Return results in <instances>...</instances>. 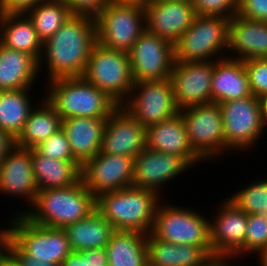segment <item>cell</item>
Returning a JSON list of instances; mask_svg holds the SVG:
<instances>
[{
	"instance_id": "6da1fadb",
	"label": "cell",
	"mask_w": 267,
	"mask_h": 266,
	"mask_svg": "<svg viewBox=\"0 0 267 266\" xmlns=\"http://www.w3.org/2000/svg\"><path fill=\"white\" fill-rule=\"evenodd\" d=\"M96 43L94 17L76 14L68 17L57 32L43 42L38 60L40 77L46 78L43 85L58 78L82 77Z\"/></svg>"
},
{
	"instance_id": "7a4b0ae2",
	"label": "cell",
	"mask_w": 267,
	"mask_h": 266,
	"mask_svg": "<svg viewBox=\"0 0 267 266\" xmlns=\"http://www.w3.org/2000/svg\"><path fill=\"white\" fill-rule=\"evenodd\" d=\"M163 199L151 189L128 187L96 197V210L114 231L152 232L159 202Z\"/></svg>"
},
{
	"instance_id": "3957f363",
	"label": "cell",
	"mask_w": 267,
	"mask_h": 266,
	"mask_svg": "<svg viewBox=\"0 0 267 266\" xmlns=\"http://www.w3.org/2000/svg\"><path fill=\"white\" fill-rule=\"evenodd\" d=\"M96 210V197L83 181L56 189L39 190L34 204L23 214L36 225L64 229Z\"/></svg>"
},
{
	"instance_id": "277c9868",
	"label": "cell",
	"mask_w": 267,
	"mask_h": 266,
	"mask_svg": "<svg viewBox=\"0 0 267 266\" xmlns=\"http://www.w3.org/2000/svg\"><path fill=\"white\" fill-rule=\"evenodd\" d=\"M41 86L45 89L42 94L61 119L108 118L119 106L106 93L83 77L58 78Z\"/></svg>"
},
{
	"instance_id": "5b68a950",
	"label": "cell",
	"mask_w": 267,
	"mask_h": 266,
	"mask_svg": "<svg viewBox=\"0 0 267 266\" xmlns=\"http://www.w3.org/2000/svg\"><path fill=\"white\" fill-rule=\"evenodd\" d=\"M187 206H179V202L175 205L163 198L158 204L151 234L176 245L201 246L214 257L210 247V216L203 210L201 212V209Z\"/></svg>"
},
{
	"instance_id": "8992f818",
	"label": "cell",
	"mask_w": 267,
	"mask_h": 266,
	"mask_svg": "<svg viewBox=\"0 0 267 266\" xmlns=\"http://www.w3.org/2000/svg\"><path fill=\"white\" fill-rule=\"evenodd\" d=\"M230 19L196 15L174 44V61H215L227 57Z\"/></svg>"
},
{
	"instance_id": "52a82bcc",
	"label": "cell",
	"mask_w": 267,
	"mask_h": 266,
	"mask_svg": "<svg viewBox=\"0 0 267 266\" xmlns=\"http://www.w3.org/2000/svg\"><path fill=\"white\" fill-rule=\"evenodd\" d=\"M222 111L226 149L232 154L245 153L260 145L267 125L262 119L259 99L248 96L243 99L219 103ZM261 138V139H260ZM256 145V146H255Z\"/></svg>"
},
{
	"instance_id": "ba28073f",
	"label": "cell",
	"mask_w": 267,
	"mask_h": 266,
	"mask_svg": "<svg viewBox=\"0 0 267 266\" xmlns=\"http://www.w3.org/2000/svg\"><path fill=\"white\" fill-rule=\"evenodd\" d=\"M82 77L118 105L128 99L134 86L128 53L106 48L98 42L92 48Z\"/></svg>"
},
{
	"instance_id": "9c48e42d",
	"label": "cell",
	"mask_w": 267,
	"mask_h": 266,
	"mask_svg": "<svg viewBox=\"0 0 267 266\" xmlns=\"http://www.w3.org/2000/svg\"><path fill=\"white\" fill-rule=\"evenodd\" d=\"M180 113L189 143L205 163L214 164L218 159L230 156L231 153L226 149L222 111L218 103L186 107Z\"/></svg>"
},
{
	"instance_id": "30bf717a",
	"label": "cell",
	"mask_w": 267,
	"mask_h": 266,
	"mask_svg": "<svg viewBox=\"0 0 267 266\" xmlns=\"http://www.w3.org/2000/svg\"><path fill=\"white\" fill-rule=\"evenodd\" d=\"M10 237L36 261H49L61 266L72 252L64 229L33 224L23 214L8 215Z\"/></svg>"
},
{
	"instance_id": "8fae6325",
	"label": "cell",
	"mask_w": 267,
	"mask_h": 266,
	"mask_svg": "<svg viewBox=\"0 0 267 266\" xmlns=\"http://www.w3.org/2000/svg\"><path fill=\"white\" fill-rule=\"evenodd\" d=\"M95 21L97 42L127 53L146 29L144 5L108 3Z\"/></svg>"
},
{
	"instance_id": "7c38bea8",
	"label": "cell",
	"mask_w": 267,
	"mask_h": 266,
	"mask_svg": "<svg viewBox=\"0 0 267 266\" xmlns=\"http://www.w3.org/2000/svg\"><path fill=\"white\" fill-rule=\"evenodd\" d=\"M121 106L145 128L180 112L170 78L134 83L131 94Z\"/></svg>"
},
{
	"instance_id": "4fadbf2b",
	"label": "cell",
	"mask_w": 267,
	"mask_h": 266,
	"mask_svg": "<svg viewBox=\"0 0 267 266\" xmlns=\"http://www.w3.org/2000/svg\"><path fill=\"white\" fill-rule=\"evenodd\" d=\"M210 218V247L213 256L236 257L245 262L248 214L224 197ZM216 213V214H215Z\"/></svg>"
},
{
	"instance_id": "5bb4252c",
	"label": "cell",
	"mask_w": 267,
	"mask_h": 266,
	"mask_svg": "<svg viewBox=\"0 0 267 266\" xmlns=\"http://www.w3.org/2000/svg\"><path fill=\"white\" fill-rule=\"evenodd\" d=\"M192 169L177 155L154 151L147 147L134 158L132 187L151 189L164 198L169 194L166 193V187L175 181L178 183L181 177H185L186 172L195 170Z\"/></svg>"
},
{
	"instance_id": "9a60e30c",
	"label": "cell",
	"mask_w": 267,
	"mask_h": 266,
	"mask_svg": "<svg viewBox=\"0 0 267 266\" xmlns=\"http://www.w3.org/2000/svg\"><path fill=\"white\" fill-rule=\"evenodd\" d=\"M134 83L166 80L174 64V45L146 29L128 52Z\"/></svg>"
},
{
	"instance_id": "2e32d148",
	"label": "cell",
	"mask_w": 267,
	"mask_h": 266,
	"mask_svg": "<svg viewBox=\"0 0 267 266\" xmlns=\"http://www.w3.org/2000/svg\"><path fill=\"white\" fill-rule=\"evenodd\" d=\"M38 191L31 149L15 146L0 165V197H17L25 201V206L12 210L10 215L24 214L34 204Z\"/></svg>"
},
{
	"instance_id": "e0dca14e",
	"label": "cell",
	"mask_w": 267,
	"mask_h": 266,
	"mask_svg": "<svg viewBox=\"0 0 267 266\" xmlns=\"http://www.w3.org/2000/svg\"><path fill=\"white\" fill-rule=\"evenodd\" d=\"M134 158L99 152L82 165V181L95 196L132 186Z\"/></svg>"
},
{
	"instance_id": "ac0fdd59",
	"label": "cell",
	"mask_w": 267,
	"mask_h": 266,
	"mask_svg": "<svg viewBox=\"0 0 267 266\" xmlns=\"http://www.w3.org/2000/svg\"><path fill=\"white\" fill-rule=\"evenodd\" d=\"M212 76L213 61H174L170 80L177 107L211 103Z\"/></svg>"
},
{
	"instance_id": "d6986e66",
	"label": "cell",
	"mask_w": 267,
	"mask_h": 266,
	"mask_svg": "<svg viewBox=\"0 0 267 266\" xmlns=\"http://www.w3.org/2000/svg\"><path fill=\"white\" fill-rule=\"evenodd\" d=\"M146 148V128L119 105L106 120L100 152L135 158Z\"/></svg>"
},
{
	"instance_id": "ffe728a7",
	"label": "cell",
	"mask_w": 267,
	"mask_h": 266,
	"mask_svg": "<svg viewBox=\"0 0 267 266\" xmlns=\"http://www.w3.org/2000/svg\"><path fill=\"white\" fill-rule=\"evenodd\" d=\"M144 9L146 30L173 45L197 15L193 2L147 0Z\"/></svg>"
},
{
	"instance_id": "44dd1931",
	"label": "cell",
	"mask_w": 267,
	"mask_h": 266,
	"mask_svg": "<svg viewBox=\"0 0 267 266\" xmlns=\"http://www.w3.org/2000/svg\"><path fill=\"white\" fill-rule=\"evenodd\" d=\"M146 137L147 147L151 150L177 155L192 168L206 164L191 147L180 112L170 119L148 126Z\"/></svg>"
},
{
	"instance_id": "7402d4cb",
	"label": "cell",
	"mask_w": 267,
	"mask_h": 266,
	"mask_svg": "<svg viewBox=\"0 0 267 266\" xmlns=\"http://www.w3.org/2000/svg\"><path fill=\"white\" fill-rule=\"evenodd\" d=\"M227 57L243 61L267 58V22L232 16Z\"/></svg>"
},
{
	"instance_id": "603a6c76",
	"label": "cell",
	"mask_w": 267,
	"mask_h": 266,
	"mask_svg": "<svg viewBox=\"0 0 267 266\" xmlns=\"http://www.w3.org/2000/svg\"><path fill=\"white\" fill-rule=\"evenodd\" d=\"M244 61L230 57L213 61L211 97L213 103L251 96Z\"/></svg>"
},
{
	"instance_id": "cb8c5ba5",
	"label": "cell",
	"mask_w": 267,
	"mask_h": 266,
	"mask_svg": "<svg viewBox=\"0 0 267 266\" xmlns=\"http://www.w3.org/2000/svg\"><path fill=\"white\" fill-rule=\"evenodd\" d=\"M40 78L38 61L30 54L10 49L0 43V91L30 89ZM38 80V81H37Z\"/></svg>"
},
{
	"instance_id": "d4e9b609",
	"label": "cell",
	"mask_w": 267,
	"mask_h": 266,
	"mask_svg": "<svg viewBox=\"0 0 267 266\" xmlns=\"http://www.w3.org/2000/svg\"><path fill=\"white\" fill-rule=\"evenodd\" d=\"M108 118L72 117L62 119L74 158L83 165L101 149L103 131Z\"/></svg>"
},
{
	"instance_id": "484cf974",
	"label": "cell",
	"mask_w": 267,
	"mask_h": 266,
	"mask_svg": "<svg viewBox=\"0 0 267 266\" xmlns=\"http://www.w3.org/2000/svg\"><path fill=\"white\" fill-rule=\"evenodd\" d=\"M34 179L38 190L66 188L82 181V165L40 155L31 149Z\"/></svg>"
},
{
	"instance_id": "4316f807",
	"label": "cell",
	"mask_w": 267,
	"mask_h": 266,
	"mask_svg": "<svg viewBox=\"0 0 267 266\" xmlns=\"http://www.w3.org/2000/svg\"><path fill=\"white\" fill-rule=\"evenodd\" d=\"M148 266H204L212 257L201 247L146 238Z\"/></svg>"
},
{
	"instance_id": "83f0119b",
	"label": "cell",
	"mask_w": 267,
	"mask_h": 266,
	"mask_svg": "<svg viewBox=\"0 0 267 266\" xmlns=\"http://www.w3.org/2000/svg\"><path fill=\"white\" fill-rule=\"evenodd\" d=\"M0 43L10 49L28 53L37 61L43 45L26 13L0 14Z\"/></svg>"
},
{
	"instance_id": "f1b7e54d",
	"label": "cell",
	"mask_w": 267,
	"mask_h": 266,
	"mask_svg": "<svg viewBox=\"0 0 267 266\" xmlns=\"http://www.w3.org/2000/svg\"><path fill=\"white\" fill-rule=\"evenodd\" d=\"M61 128V117L43 97L31 110L22 132L16 138V146L34 149Z\"/></svg>"
},
{
	"instance_id": "f546056e",
	"label": "cell",
	"mask_w": 267,
	"mask_h": 266,
	"mask_svg": "<svg viewBox=\"0 0 267 266\" xmlns=\"http://www.w3.org/2000/svg\"><path fill=\"white\" fill-rule=\"evenodd\" d=\"M38 88L0 91V129L11 133L15 138L22 132L31 110L44 95L33 97L32 91ZM41 97V98H40Z\"/></svg>"
},
{
	"instance_id": "4dcf8cb0",
	"label": "cell",
	"mask_w": 267,
	"mask_h": 266,
	"mask_svg": "<svg viewBox=\"0 0 267 266\" xmlns=\"http://www.w3.org/2000/svg\"><path fill=\"white\" fill-rule=\"evenodd\" d=\"M146 238L137 231H114L105 247L108 266H148Z\"/></svg>"
},
{
	"instance_id": "1f68e13d",
	"label": "cell",
	"mask_w": 267,
	"mask_h": 266,
	"mask_svg": "<svg viewBox=\"0 0 267 266\" xmlns=\"http://www.w3.org/2000/svg\"><path fill=\"white\" fill-rule=\"evenodd\" d=\"M72 251H85L106 247L111 234L112 225L95 210L86 218L69 224L64 228Z\"/></svg>"
},
{
	"instance_id": "d6a6232c",
	"label": "cell",
	"mask_w": 267,
	"mask_h": 266,
	"mask_svg": "<svg viewBox=\"0 0 267 266\" xmlns=\"http://www.w3.org/2000/svg\"><path fill=\"white\" fill-rule=\"evenodd\" d=\"M26 14L32 20L34 28L42 40L52 37L72 14L62 0H47L29 9Z\"/></svg>"
},
{
	"instance_id": "836d02e7",
	"label": "cell",
	"mask_w": 267,
	"mask_h": 266,
	"mask_svg": "<svg viewBox=\"0 0 267 266\" xmlns=\"http://www.w3.org/2000/svg\"><path fill=\"white\" fill-rule=\"evenodd\" d=\"M247 180L231 195H226L240 210L247 214H264L267 211V174ZM243 186V187H242Z\"/></svg>"
},
{
	"instance_id": "e575fe53",
	"label": "cell",
	"mask_w": 267,
	"mask_h": 266,
	"mask_svg": "<svg viewBox=\"0 0 267 266\" xmlns=\"http://www.w3.org/2000/svg\"><path fill=\"white\" fill-rule=\"evenodd\" d=\"M267 254V220L263 214H248L245 235V261ZM253 255H255L253 257ZM249 256V257H248ZM253 257V258H252Z\"/></svg>"
},
{
	"instance_id": "d590c367",
	"label": "cell",
	"mask_w": 267,
	"mask_h": 266,
	"mask_svg": "<svg viewBox=\"0 0 267 266\" xmlns=\"http://www.w3.org/2000/svg\"><path fill=\"white\" fill-rule=\"evenodd\" d=\"M40 155L64 161H77L70 147L65 131L61 128L47 140L34 148Z\"/></svg>"
},
{
	"instance_id": "8d00e7d4",
	"label": "cell",
	"mask_w": 267,
	"mask_h": 266,
	"mask_svg": "<svg viewBox=\"0 0 267 266\" xmlns=\"http://www.w3.org/2000/svg\"><path fill=\"white\" fill-rule=\"evenodd\" d=\"M244 65L252 95H267V58L244 60Z\"/></svg>"
},
{
	"instance_id": "74e56055",
	"label": "cell",
	"mask_w": 267,
	"mask_h": 266,
	"mask_svg": "<svg viewBox=\"0 0 267 266\" xmlns=\"http://www.w3.org/2000/svg\"><path fill=\"white\" fill-rule=\"evenodd\" d=\"M239 0H193L196 14L231 18L237 14Z\"/></svg>"
},
{
	"instance_id": "f35d334b",
	"label": "cell",
	"mask_w": 267,
	"mask_h": 266,
	"mask_svg": "<svg viewBox=\"0 0 267 266\" xmlns=\"http://www.w3.org/2000/svg\"><path fill=\"white\" fill-rule=\"evenodd\" d=\"M61 266H108L106 248H94L85 251H72Z\"/></svg>"
},
{
	"instance_id": "ab89813d",
	"label": "cell",
	"mask_w": 267,
	"mask_h": 266,
	"mask_svg": "<svg viewBox=\"0 0 267 266\" xmlns=\"http://www.w3.org/2000/svg\"><path fill=\"white\" fill-rule=\"evenodd\" d=\"M237 15L249 20L267 22V0H239Z\"/></svg>"
},
{
	"instance_id": "60d3db41",
	"label": "cell",
	"mask_w": 267,
	"mask_h": 266,
	"mask_svg": "<svg viewBox=\"0 0 267 266\" xmlns=\"http://www.w3.org/2000/svg\"><path fill=\"white\" fill-rule=\"evenodd\" d=\"M71 12L76 15H87L96 17L108 4L107 0H62Z\"/></svg>"
},
{
	"instance_id": "b9f144b4",
	"label": "cell",
	"mask_w": 267,
	"mask_h": 266,
	"mask_svg": "<svg viewBox=\"0 0 267 266\" xmlns=\"http://www.w3.org/2000/svg\"><path fill=\"white\" fill-rule=\"evenodd\" d=\"M47 0H0V14L26 13L29 9Z\"/></svg>"
},
{
	"instance_id": "7bdbcfd3",
	"label": "cell",
	"mask_w": 267,
	"mask_h": 266,
	"mask_svg": "<svg viewBox=\"0 0 267 266\" xmlns=\"http://www.w3.org/2000/svg\"><path fill=\"white\" fill-rule=\"evenodd\" d=\"M8 250L21 262L23 266H58L49 261H36L28 255L11 237L8 241Z\"/></svg>"
},
{
	"instance_id": "ee69618b",
	"label": "cell",
	"mask_w": 267,
	"mask_h": 266,
	"mask_svg": "<svg viewBox=\"0 0 267 266\" xmlns=\"http://www.w3.org/2000/svg\"><path fill=\"white\" fill-rule=\"evenodd\" d=\"M15 146L16 138L11 133L0 129V165Z\"/></svg>"
},
{
	"instance_id": "f6af8a7d",
	"label": "cell",
	"mask_w": 267,
	"mask_h": 266,
	"mask_svg": "<svg viewBox=\"0 0 267 266\" xmlns=\"http://www.w3.org/2000/svg\"><path fill=\"white\" fill-rule=\"evenodd\" d=\"M238 262L244 264L241 259L236 257L214 256L204 266H238ZM241 264L239 266H242Z\"/></svg>"
},
{
	"instance_id": "bcb514c9",
	"label": "cell",
	"mask_w": 267,
	"mask_h": 266,
	"mask_svg": "<svg viewBox=\"0 0 267 266\" xmlns=\"http://www.w3.org/2000/svg\"><path fill=\"white\" fill-rule=\"evenodd\" d=\"M5 226H0V261L8 251V241L10 238L8 223L4 222Z\"/></svg>"
},
{
	"instance_id": "7dc6e473",
	"label": "cell",
	"mask_w": 267,
	"mask_h": 266,
	"mask_svg": "<svg viewBox=\"0 0 267 266\" xmlns=\"http://www.w3.org/2000/svg\"><path fill=\"white\" fill-rule=\"evenodd\" d=\"M0 266H23L21 262L8 250L0 261Z\"/></svg>"
},
{
	"instance_id": "c3c4849f",
	"label": "cell",
	"mask_w": 267,
	"mask_h": 266,
	"mask_svg": "<svg viewBox=\"0 0 267 266\" xmlns=\"http://www.w3.org/2000/svg\"><path fill=\"white\" fill-rule=\"evenodd\" d=\"M260 103V110L262 113V119L267 125V95L258 97Z\"/></svg>"
},
{
	"instance_id": "681fc988",
	"label": "cell",
	"mask_w": 267,
	"mask_h": 266,
	"mask_svg": "<svg viewBox=\"0 0 267 266\" xmlns=\"http://www.w3.org/2000/svg\"><path fill=\"white\" fill-rule=\"evenodd\" d=\"M146 1L147 0H107L108 3L130 5H144Z\"/></svg>"
},
{
	"instance_id": "f907efd6",
	"label": "cell",
	"mask_w": 267,
	"mask_h": 266,
	"mask_svg": "<svg viewBox=\"0 0 267 266\" xmlns=\"http://www.w3.org/2000/svg\"><path fill=\"white\" fill-rule=\"evenodd\" d=\"M254 261L257 262L256 265L258 264V266H267V254L256 257Z\"/></svg>"
},
{
	"instance_id": "816d5d0a",
	"label": "cell",
	"mask_w": 267,
	"mask_h": 266,
	"mask_svg": "<svg viewBox=\"0 0 267 266\" xmlns=\"http://www.w3.org/2000/svg\"><path fill=\"white\" fill-rule=\"evenodd\" d=\"M149 1H181V2H193V0H149Z\"/></svg>"
},
{
	"instance_id": "f5cc1de1",
	"label": "cell",
	"mask_w": 267,
	"mask_h": 266,
	"mask_svg": "<svg viewBox=\"0 0 267 266\" xmlns=\"http://www.w3.org/2000/svg\"><path fill=\"white\" fill-rule=\"evenodd\" d=\"M263 216L267 220V211L263 214Z\"/></svg>"
}]
</instances>
